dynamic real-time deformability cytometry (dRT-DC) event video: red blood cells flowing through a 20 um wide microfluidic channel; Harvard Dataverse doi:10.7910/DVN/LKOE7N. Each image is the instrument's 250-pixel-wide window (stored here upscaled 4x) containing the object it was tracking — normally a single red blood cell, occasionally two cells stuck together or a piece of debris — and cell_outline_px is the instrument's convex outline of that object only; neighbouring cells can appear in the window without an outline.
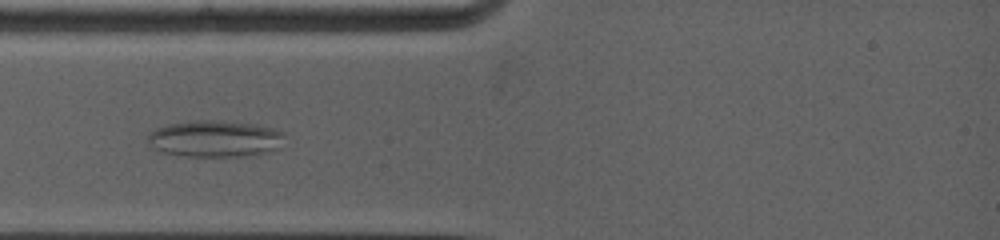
{"species": "common noctule bat (a hibernating species)", "species_latin": "Nyctalus noctula", "temperature_condition": "warm", "stored_images_in_passage": 5, "camera_frame_rate_fps": 5000, "um_per_image_px": 0.085, "animal": {"sex": "female", "body_mass_g": 19.0, "forearm_length_mm": 53.3}, "frame": {"image": 1, "passage_image": 4, "time_ms": 2.6, "image_size_px": [1000, 240], "cell_outline_px": [[284, 136], [280, 148], [256, 156], [188, 156], [160, 152], [148, 144], [148, 136], [156, 128], [168, 124], [196, 120], [220, 120], [252, 124], [272, 128], [284, 132]], "centroid_in_image_um": [18.3, 11.8], "position_along_channel_um": 66.7, "area_um2": 29.36}}